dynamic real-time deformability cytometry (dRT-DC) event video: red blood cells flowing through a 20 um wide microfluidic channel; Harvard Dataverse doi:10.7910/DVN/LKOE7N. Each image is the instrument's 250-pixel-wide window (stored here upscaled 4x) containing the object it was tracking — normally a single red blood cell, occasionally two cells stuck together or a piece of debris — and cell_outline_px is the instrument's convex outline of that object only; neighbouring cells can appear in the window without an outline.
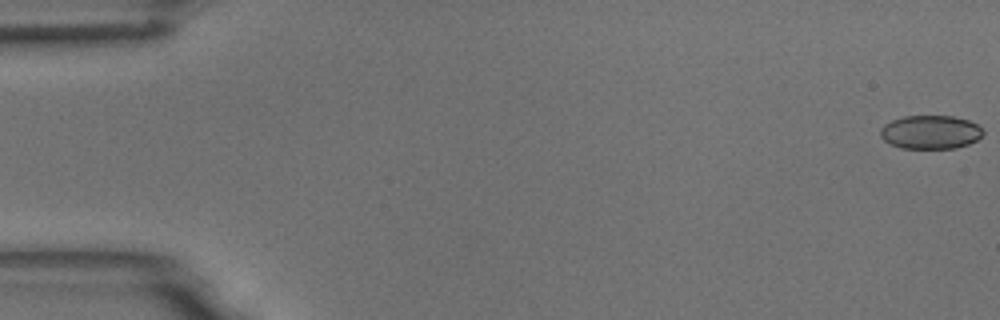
{"species": "common noctule bat (a hibernating species)", "species_latin": "Nyctalus noctula", "temperature_condition": "room temperature", "stored_images_in_passage": 5, "camera_frame_rate_fps": 3000, "um_per_image_px": 0.085, "animal": {"sex": "male", "body_mass_g": 18.8}, "frame": {"image": 1, "passage_image": 1, "time_ms": 0.0, "image_size_px": [1000, 320], "cell_outline_px": [[984, 132], [976, 140], [968, 144], [956, 148], [900, 148], [884, 140], [880, 136], [880, 128], [884, 124], [892, 120], [904, 116], [952, 116], [968, 120], [984, 128]], "centroid_in_image_um": [79.09, 11.23], "position_along_channel_um": 5.9, "area_um2": 20.11}}
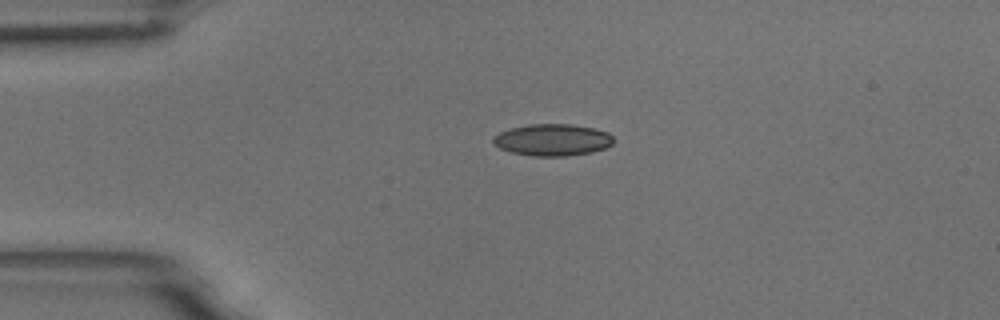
{"frame": {"image": 2, "passage_image": 4, "time_ms": 1.0, "image_size_px": [1000, 320], "cell_outline_px": [[616, 140], [612, 144], [604, 148], [592, 152], [564, 156], [532, 156], [512, 152], [500, 148], [492, 140], [500, 132], [512, 128], [528, 124], [572, 124], [592, 128], [608, 132]], "centroid_in_image_um": [47.0, 11.89], "position_along_channel_um": 38.0, "area_um2": 22.14}}